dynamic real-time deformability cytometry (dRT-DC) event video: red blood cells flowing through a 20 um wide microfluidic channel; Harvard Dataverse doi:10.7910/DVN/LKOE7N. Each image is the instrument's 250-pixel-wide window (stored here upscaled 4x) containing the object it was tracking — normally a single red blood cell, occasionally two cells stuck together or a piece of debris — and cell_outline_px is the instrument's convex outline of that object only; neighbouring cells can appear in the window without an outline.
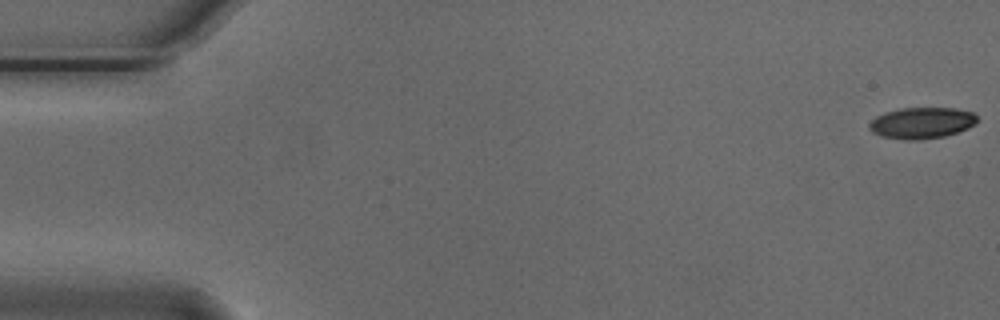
{"species": "Egyptian fruit bat (a non-hibernating species)", "species_latin": "Rousettus aegyptiacus", "temperature_condition": "cold", "stored_images_in_passage": 55, "camera_frame_rate_fps": 3000, "um_per_image_px": 0.085, "animal": {"sex": "male"}, "frame": {"image": 1, "passage_image": 1, "time_ms": 0.0, "image_size_px": [1000, 320], "cell_outline_px": [[976, 124], [968, 128], [944, 136], [920, 140], [904, 140], [880, 136], [872, 132], [868, 128], [868, 124], [876, 116], [900, 108], [956, 108], [972, 112], [976, 116]], "centroid_in_image_um": [78.32, 10.46], "position_along_channel_um": 6.7, "area_um2": 19.65}}
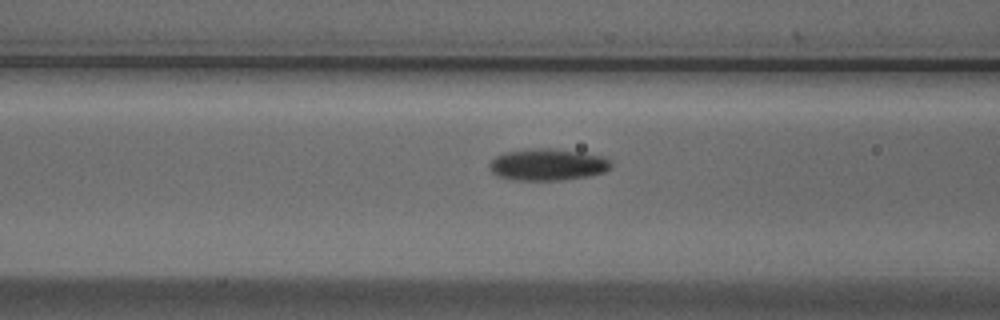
{"frame": {"image": 2, "passage_image": 22, "time_ms": 7.0, "image_size_px": [1000, 320], "cell_outline_px": [[612, 164], [604, 172], [588, 176], [564, 180], [512, 180], [496, 176], [488, 168], [488, 164], [496, 156], [504, 152], [528, 148], [556, 148], [604, 156]], "centroid_in_image_um": [46.5, 13.98], "position_along_channel_um": 120.1, "area_um2": 22.77}}
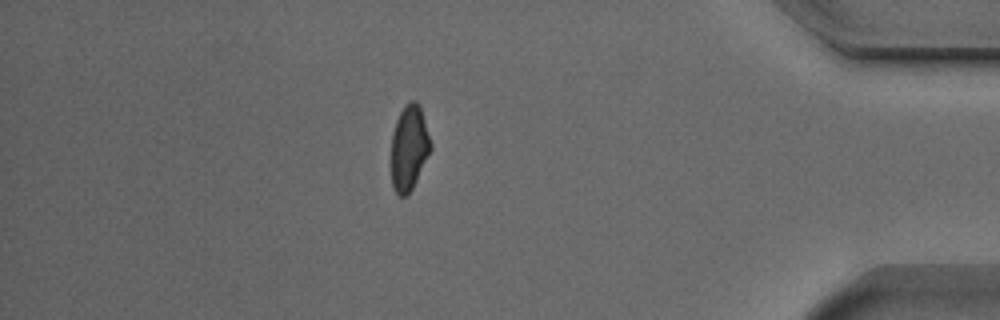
{"frame": {"image": 3, "passage_image": 48, "time_ms": 15.667, "image_size_px": [1000, 320], "cell_outline_px": [[432, 148], [408, 196], [400, 196], [396, 192], [392, 184], [392, 132], [396, 120], [404, 104], [408, 100], [416, 100], [420, 104], [432, 144]], "centroid_in_image_um": [34.78, 12.51], "position_along_channel_um": 400.4, "area_um2": 19.65}, "authors_computed_cell_mechanics": {"area_um2": 20.7502, "velocity_mm_per_s": 3.714, "shape_relaxation_time_tau1_ms": 4.9133, "shape_relaxation_time_tau2_ms": 5.6643, "deformation_change_tau1": 0.1493, "deformation_change_tau2": 0.1028}}